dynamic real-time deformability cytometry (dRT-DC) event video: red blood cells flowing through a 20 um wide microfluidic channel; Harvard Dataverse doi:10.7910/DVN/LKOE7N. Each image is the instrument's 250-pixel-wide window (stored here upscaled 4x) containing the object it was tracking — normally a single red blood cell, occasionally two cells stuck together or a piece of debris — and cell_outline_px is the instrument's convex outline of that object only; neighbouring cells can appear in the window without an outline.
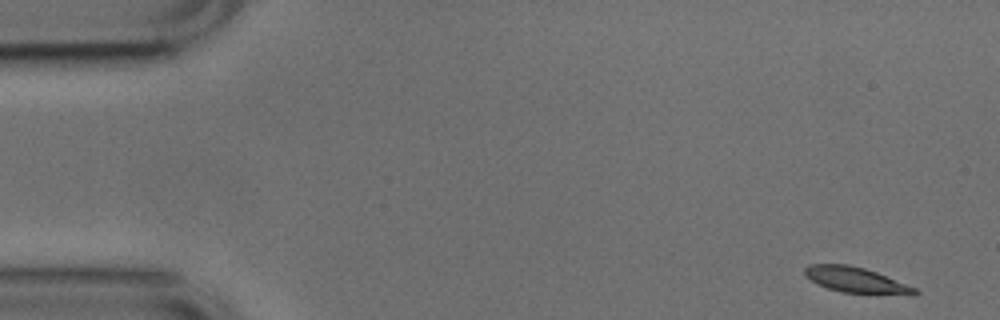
{"species": "common noctule bat (a hibernating species)", "species_latin": "Nyctalus noctula", "temperature_condition": "cold", "stored_images_in_passage": 51, "camera_frame_rate_fps": 3000, "um_per_image_px": 0.085, "animal": {"sex": "male", "body_mass_g": 17.9, "forearm_length_mm": 54.2}, "frame": {"image": 1, "passage_image": 1, "time_ms": 0.0, "image_size_px": [1000, 320], "cell_outline_px": [[920, 292], [916, 296], [912, 296], [840, 292], [816, 284], [804, 276], [804, 268], [808, 264], [848, 264], [864, 268], [876, 272], [916, 288]], "centroid_in_image_um": [72.77, 23.82], "position_along_channel_um": 12.2, "area_um2": 16.76}}
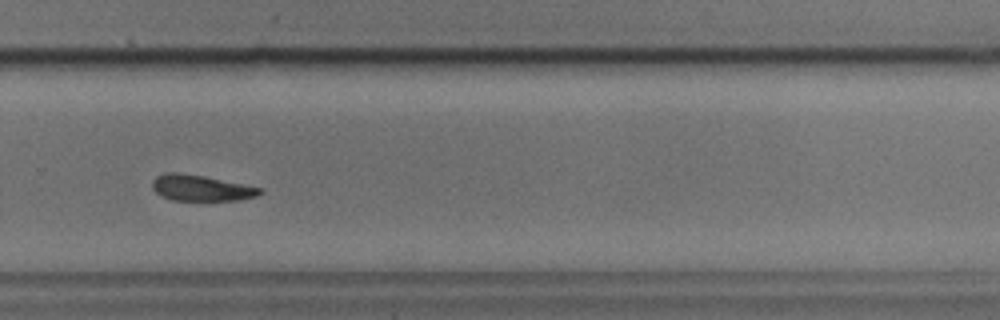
{"frame": {"image": 2, "passage_image": 34, "time_ms": 11.0, "image_size_px": [1000, 320], "cell_outline_px": [[264, 192], [256, 196], [236, 200], [172, 200], [160, 196], [152, 188], [152, 180], [156, 176], [164, 172], [176, 172], [204, 176], [264, 188]], "centroid_in_image_um": [17.08, 15.97], "position_along_channel_um": 312.7, "area_um2": 16.36}}
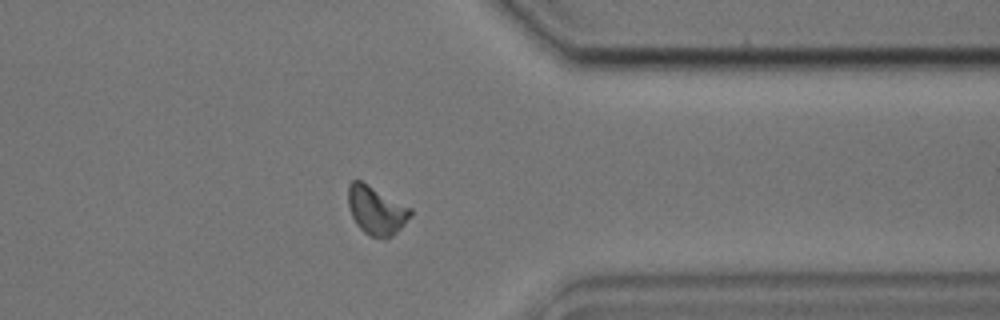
{"frame": {"image": 3, "passage_image": 40, "time_ms": 13.0, "image_size_px": [1000, 320], "cell_outline_px": [[412, 212], [400, 228], [392, 236], [384, 240], [372, 236], [364, 232], [356, 224], [352, 216], [348, 204], [348, 184], [352, 180], [360, 180], [412, 208]], "centroid_in_image_um": [31.96, 17.88], "position_along_channel_um": 379.4, "area_um2": 17.46}}